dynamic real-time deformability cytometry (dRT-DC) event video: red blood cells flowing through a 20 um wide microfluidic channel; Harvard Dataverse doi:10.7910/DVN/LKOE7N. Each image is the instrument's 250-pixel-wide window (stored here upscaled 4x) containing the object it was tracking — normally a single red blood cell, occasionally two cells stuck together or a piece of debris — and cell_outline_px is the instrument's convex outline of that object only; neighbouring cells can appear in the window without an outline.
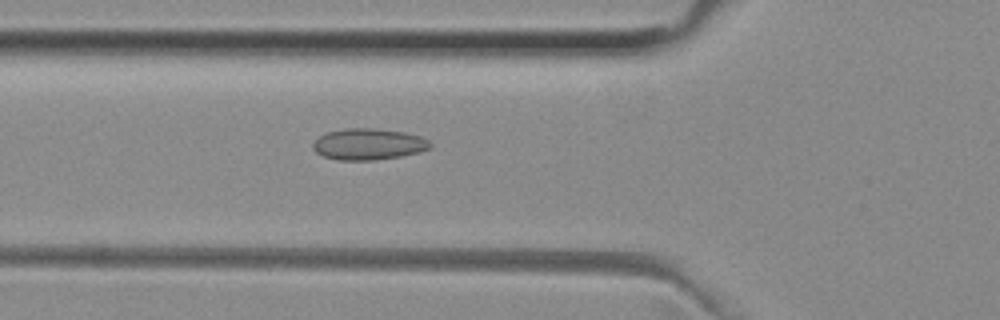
{"species": "common noctule bat (a hibernating species)", "species_latin": "Nyctalus noctula", "temperature_condition": "room temperature", "stored_images_in_passage": 44, "camera_frame_rate_fps": 3000, "um_per_image_px": 0.085, "animal": {"sex": "female", "body_mass_g": 29.2, "forearm_length_mm": 56.3}, "frame": {"image": 1, "passage_image": 11, "time_ms": 3.333, "image_size_px": [1000, 320], "cell_outline_px": [[432, 148], [420, 152], [400, 156], [376, 160], [336, 160], [324, 156], [316, 152], [312, 148], [312, 144], [320, 136], [328, 132], [344, 128], [372, 128], [404, 132], [420, 136], [428, 140], [432, 144]], "centroid_in_image_um": [31.33, 12.26], "position_along_channel_um": 94.5, "area_um2": 21.44}}
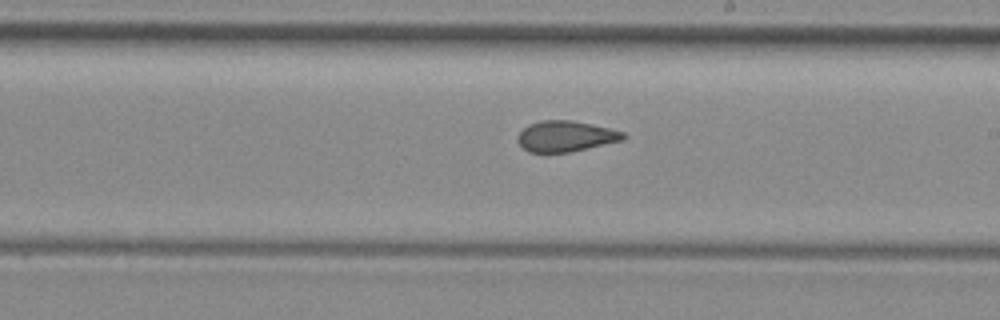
{"frame": {"image": 2, "passage_image": 22, "time_ms": 7.0, "image_size_px": [1000, 320], "cell_outline_px": [[628, 136], [624, 140], [568, 152], [528, 152], [516, 140], [516, 136], [528, 124], [540, 120], [572, 120], [592, 124], [624, 132]], "centroid_in_image_um": [48.07, 11.57], "position_along_channel_um": 240.9, "area_um2": 18.96}}
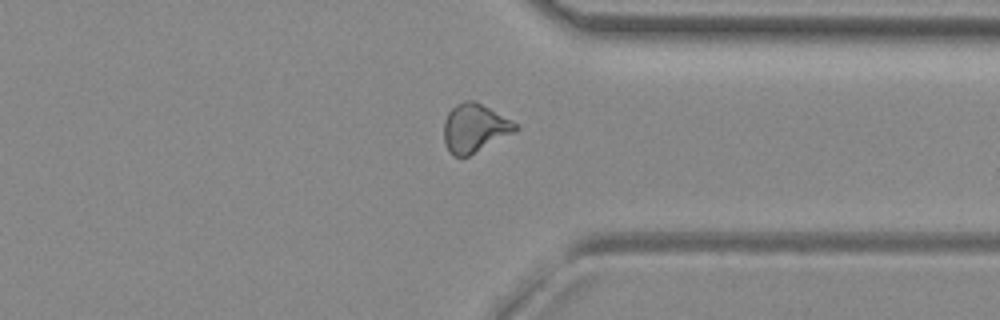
{"frame": {"image": 3, "passage_image": 32, "time_ms": 10.333, "image_size_px": [1000, 320], "cell_outline_px": [[520, 128], [468, 156], [452, 156], [448, 152], [444, 144], [444, 120], [448, 112], [456, 104], [464, 100], [472, 100], [520, 124]], "centroid_in_image_um": [40.31, 10.89], "position_along_channel_um": 371.1, "area_um2": 20.0}, "authors_computed_cell_mechanics": {"area_um2": 19.5364, "velocity_mm_per_s": 3.9919, "shape_relaxation_time_tau1_ms": null, "shape_relaxation_time_tau2_ms": 2.1683, "deformation_change_tau1": null, "deformation_change_tau2": 0.0718}}